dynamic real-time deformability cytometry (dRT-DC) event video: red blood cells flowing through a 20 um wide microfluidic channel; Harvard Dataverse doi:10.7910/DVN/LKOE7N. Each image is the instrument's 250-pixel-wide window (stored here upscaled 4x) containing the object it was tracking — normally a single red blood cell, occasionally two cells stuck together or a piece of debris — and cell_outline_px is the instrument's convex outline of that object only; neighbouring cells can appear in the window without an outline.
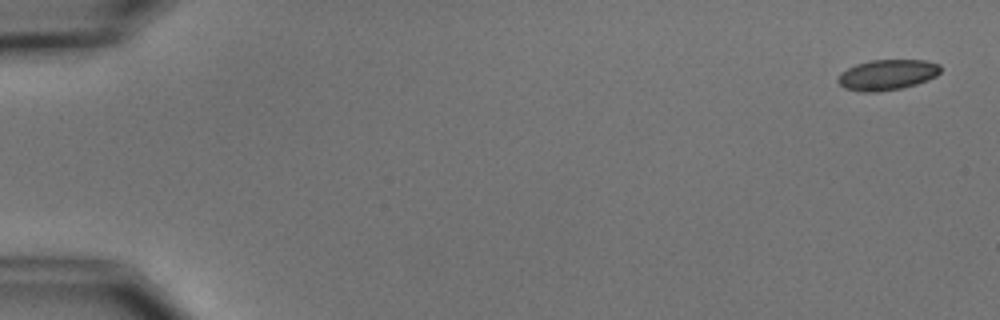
{"species": "common noctule bat (a hibernating species)", "species_latin": "Nyctalus noctula", "temperature_condition": "cold", "stored_images_in_passage": 6, "camera_frame_rate_fps": 3000, "um_per_image_px": 0.085, "animal": {"sex": "male", "body_mass_g": 15.6}, "frame": {"image": 1, "passage_image": 1, "time_ms": 0.0, "image_size_px": [1000, 320], "cell_outline_px": [[940, 72], [936, 76], [928, 80], [916, 84], [900, 88], [876, 92], [864, 92], [844, 88], [836, 80], [840, 72], [856, 64], [872, 60], [924, 60], [940, 64]], "centroid_in_image_um": [75.4, 6.35], "position_along_channel_um": 9.6, "area_um2": 18.21}}
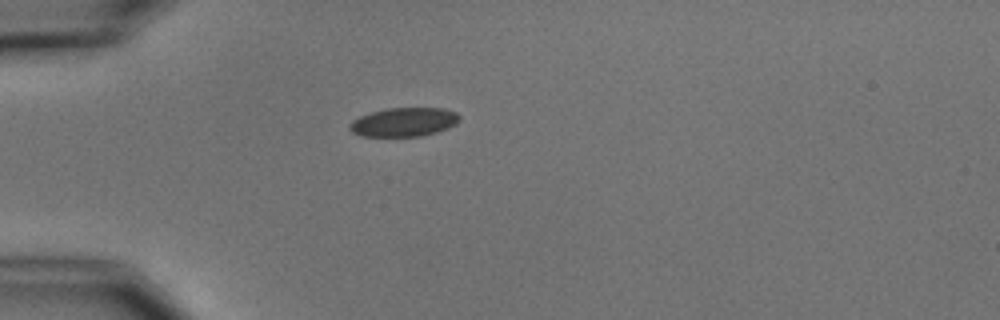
{"frame": {"image": 2, "passage_image": 5, "time_ms": 4.667, "image_size_px": [1000, 320], "cell_outline_px": [[460, 120], [456, 124], [448, 128], [436, 132], [420, 136], [360, 136], [352, 132], [348, 128], [348, 124], [352, 120], [360, 116], [384, 108], [444, 108], [456, 112], [460, 116]], "centroid_in_image_um": [34.32, 10.37], "position_along_channel_um": 50.7, "area_um2": 18.61}}